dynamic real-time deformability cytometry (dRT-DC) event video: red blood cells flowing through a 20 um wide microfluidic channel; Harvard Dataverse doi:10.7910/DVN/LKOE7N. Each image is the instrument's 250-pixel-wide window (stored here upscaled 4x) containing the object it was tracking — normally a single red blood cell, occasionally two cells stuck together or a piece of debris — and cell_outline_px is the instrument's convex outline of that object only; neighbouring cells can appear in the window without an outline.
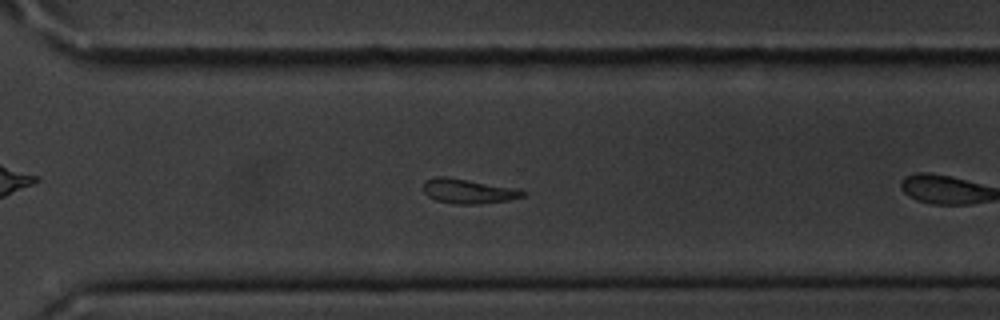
{"species": "common noctule bat (a hibernating species)", "species_latin": "Nyctalus noctula", "temperature_condition": "cold", "stored_images_in_passage": 30, "camera_frame_rate_fps": 3000, "um_per_image_px": 0.085, "animal": {"sex": "male", "body_mass_g": 20.1, "forearm_length_mm": 53.5}, "frame": {"image": 1, "passage_image": 26, "time_ms": 8.333, "image_size_px": [1000, 320], "cell_outline_px": [[528, 192], [524, 196], [508, 200], [480, 204], [456, 204], [436, 200], [428, 196], [420, 188], [424, 180], [436, 176], [444, 176], [512, 188]], "centroid_in_image_um": [39.71, 16.25], "position_along_channel_um": 330.9, "area_um2": 14.16}}
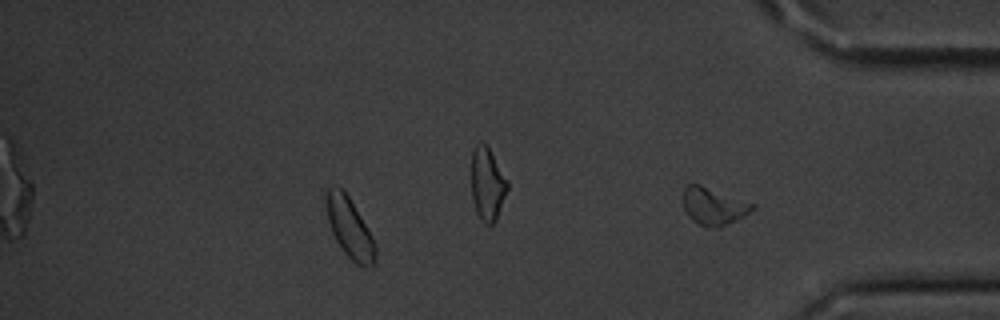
{"frame": {"image": 2, "passage_image": 30, "time_ms": 9.667, "image_size_px": [1000, 320], "cell_outline_px": [[756, 208], [744, 216], [720, 228], [712, 228], [700, 224], [692, 220], [688, 216], [684, 208], [684, 188], [688, 184], [700, 184], [756, 204]], "centroid_in_image_um": [60.69, 17.53], "position_along_channel_um": 374.5, "area_um2": 15.09}, "authors_computed_cell_mechanics": {"area_um2": 14.5945, "velocity_mm_per_s": 3.5301, "shape_relaxation_time_tau1_ms": 1.9764, "shape_relaxation_time_tau2_ms": 10.593, "deformation_change_tau1": 0.0874, "deformation_change_tau2": 0.1921}}